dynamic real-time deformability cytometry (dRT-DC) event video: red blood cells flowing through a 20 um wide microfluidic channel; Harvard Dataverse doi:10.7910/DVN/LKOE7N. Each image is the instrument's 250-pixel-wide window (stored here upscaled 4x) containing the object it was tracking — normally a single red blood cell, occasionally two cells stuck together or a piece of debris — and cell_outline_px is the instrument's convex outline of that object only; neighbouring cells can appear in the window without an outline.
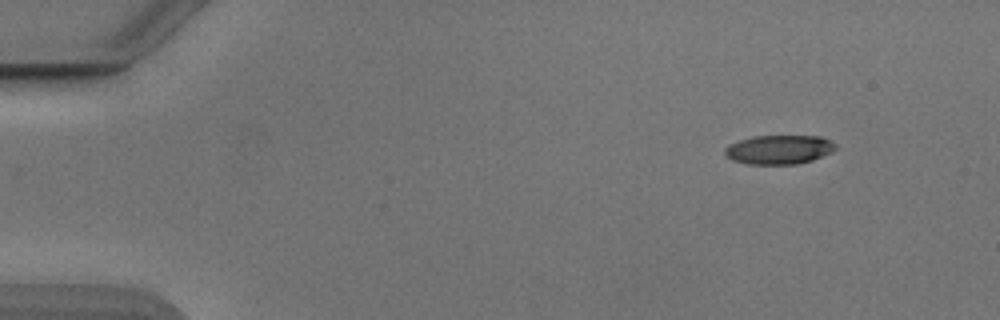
{"species": "Egyptian fruit bat (a non-hibernating species)", "species_latin": "Rousettus aegyptiacus", "temperature_condition": "cold", "stored_images_in_passage": 16, "camera_frame_rate_fps": 3000, "um_per_image_px": 0.085, "animal": {"sex": "male"}, "frame": {"image": 1, "passage_image": 1, "time_ms": 0.0, "image_size_px": [1000, 320], "cell_outline_px": [[836, 148], [812, 160], [796, 164], [748, 164], [732, 160], [724, 156], [724, 148], [728, 144], [752, 136], [820, 136], [836, 144]], "centroid_in_image_um": [66.14, 12.71], "position_along_channel_um": 18.9, "area_um2": 18.67}}
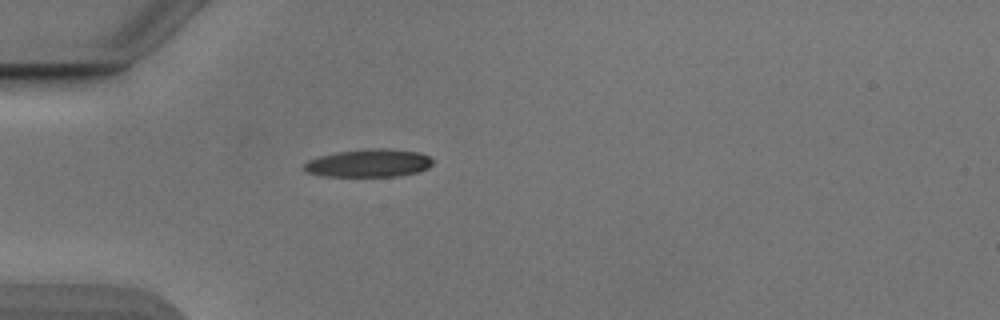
{"frame": {"image": 2, "passage_image": 11, "time_ms": 3.333, "image_size_px": [1000, 320], "cell_outline_px": [[432, 164], [428, 168], [416, 172], [400, 176], [320, 176], [308, 172], [304, 168], [304, 164], [308, 160], [320, 156], [336, 152], [372, 148], [388, 148], [416, 152], [428, 156], [432, 160]], "centroid_in_image_um": [31.33, 13.86], "position_along_channel_um": 53.7, "area_um2": 20.81}}
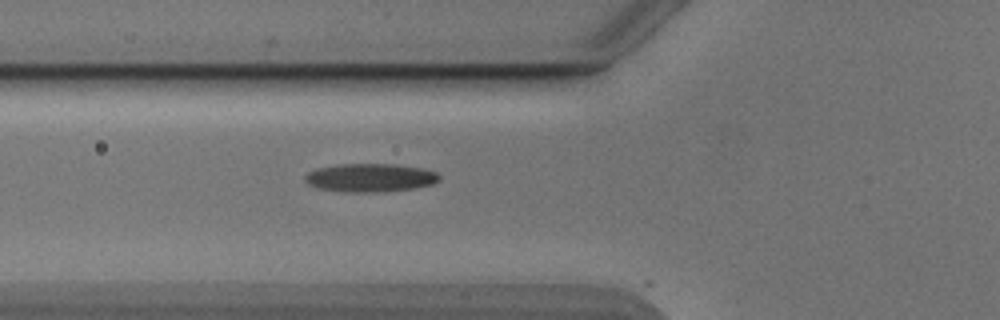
{"frame": {"image": 3, "passage_image": 15, "time_ms": 4.667, "image_size_px": [1000, 320], "cell_outline_px": [[440, 180], [432, 184], [416, 188], [376, 192], [348, 192], [316, 188], [308, 184], [304, 180], [304, 176], [308, 172], [316, 168], [336, 164], [396, 164], [424, 168], [436, 172], [440, 176]], "centroid_in_image_um": [31.46, 15.1], "position_along_channel_um": 94.3, "area_um2": 22.43}}